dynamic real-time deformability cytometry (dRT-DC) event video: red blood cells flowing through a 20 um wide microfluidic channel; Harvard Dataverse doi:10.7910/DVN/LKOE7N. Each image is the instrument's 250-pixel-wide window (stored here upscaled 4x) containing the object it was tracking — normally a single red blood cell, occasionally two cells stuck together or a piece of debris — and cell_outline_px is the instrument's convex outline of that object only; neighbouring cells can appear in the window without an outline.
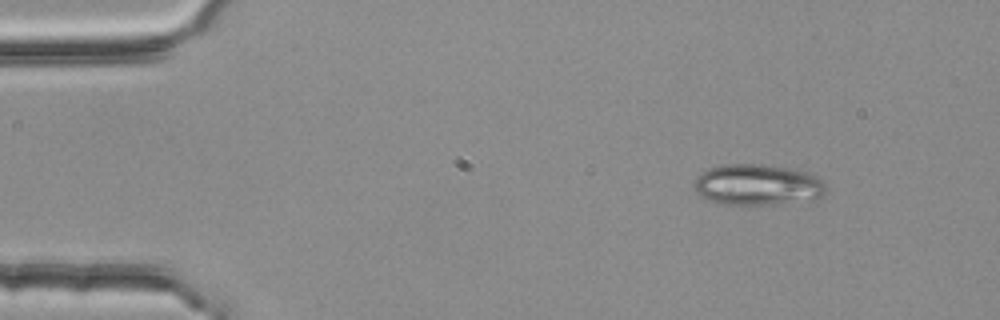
{"species": "common noctule bat (a hibernating species)", "species_latin": "Nyctalus noctula", "temperature_condition": "room temperature", "stored_images_in_passage": 3, "camera_frame_rate_fps": 3000, "um_per_image_px": 0.085, "animal": {"sex": "female", "body_mass_g": 25.1}, "frame": {"image": 1, "passage_image": 1, "time_ms": 0.0, "image_size_px": [1000, 320], "cell_outline_px": [[828, 192], [824, 196], [816, 200], [772, 204], [720, 204], [700, 196], [696, 192], [696, 176], [700, 172], [708, 168], [724, 164], [760, 164], [788, 168], [812, 172], [820, 176]], "centroid_in_image_um": [64.47, 15.7], "position_along_channel_um": 20.5, "area_um2": 31.96}}